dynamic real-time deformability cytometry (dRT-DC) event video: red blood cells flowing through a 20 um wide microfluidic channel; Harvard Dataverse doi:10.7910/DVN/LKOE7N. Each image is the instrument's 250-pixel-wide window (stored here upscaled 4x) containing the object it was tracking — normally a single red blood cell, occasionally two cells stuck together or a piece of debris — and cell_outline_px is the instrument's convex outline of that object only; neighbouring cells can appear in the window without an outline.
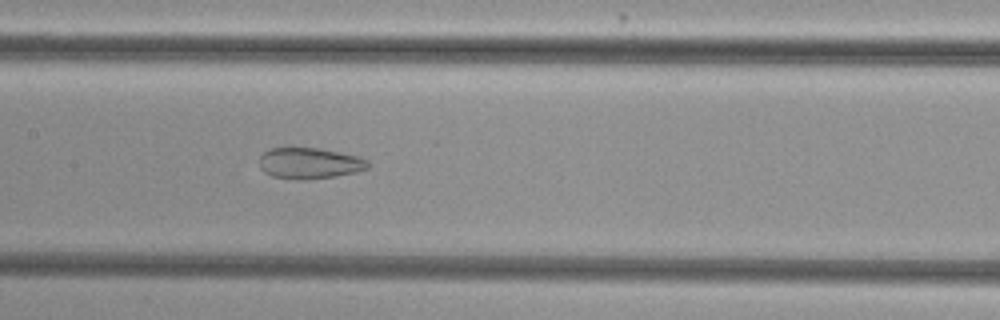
{"species": "common noctule bat (a hibernating species)", "species_latin": "Nyctalus noctula", "temperature_condition": "cold", "stored_images_in_passage": 44, "camera_frame_rate_fps": 3000, "um_per_image_px": 0.085, "animal": {"sex": "female", "body_mass_g": 29.2, "forearm_length_mm": 56.3}, "frame": {"image": 1, "passage_image": 27, "time_ms": 8.667, "image_size_px": [1000, 320], "cell_outline_px": [[368, 168], [356, 172], [336, 176], [308, 180], [300, 180], [272, 176], [264, 172], [260, 168], [260, 156], [268, 148], [320, 148], [360, 156], [368, 160]], "centroid_in_image_um": [26.32, 13.87], "position_along_channel_um": 181.1, "area_um2": 19.83}}
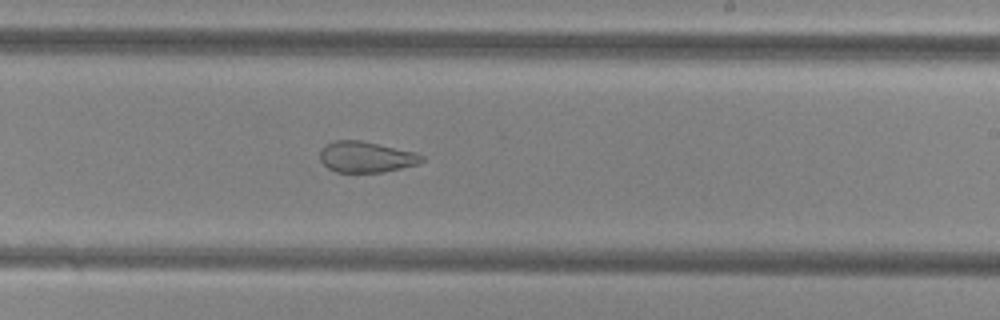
{"frame": {"image": 2, "passage_image": 33, "time_ms": 10.667, "image_size_px": [1000, 320], "cell_outline_px": [[424, 160], [420, 164], [384, 172], [336, 172], [328, 168], [320, 160], [320, 148], [324, 144], [336, 140], [360, 140], [416, 152], [424, 156]], "centroid_in_image_um": [31.12, 13.34], "position_along_channel_um": 257.9, "area_um2": 18.55}}
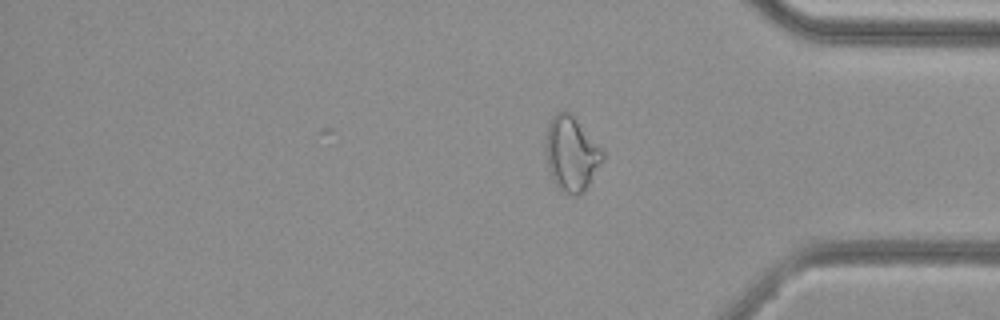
{"frame": {"image": 3, "passage_image": 44, "time_ms": 14.333, "image_size_px": [1000, 320], "cell_outline_px": [[604, 160], [580, 196], [572, 196], [564, 192], [556, 184], [548, 168], [548, 124], [552, 116], [556, 112], [572, 112], [604, 148]], "centroid_in_image_um": [48.65, 13.03], "position_along_channel_um": 386.6, "area_um2": 24.68}, "authors_computed_cell_mechanics": {"area_um2": 23.698, "velocity_mm_per_s": 3.8499, "shape_relaxation_time_tau1_ms": null, "shape_relaxation_time_tau2_ms": 2.0718, "deformation_change_tau1": null, "deformation_change_tau2": 0.0975}}